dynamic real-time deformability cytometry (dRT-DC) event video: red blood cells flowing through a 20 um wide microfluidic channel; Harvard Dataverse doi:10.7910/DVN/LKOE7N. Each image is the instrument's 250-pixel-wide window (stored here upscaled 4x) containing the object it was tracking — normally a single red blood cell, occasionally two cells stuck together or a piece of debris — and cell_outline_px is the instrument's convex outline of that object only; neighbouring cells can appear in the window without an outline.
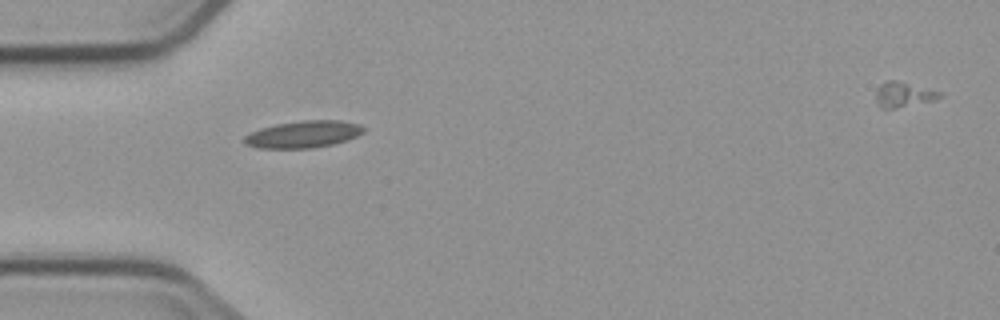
{"species": "common noctule bat (a hibernating species)", "species_latin": "Nyctalus noctula", "temperature_condition": "cold", "stored_images_in_passage": 2, "camera_frame_rate_fps": 3000, "um_per_image_px": 0.085, "animal": {"sex": "male", "body_mass_g": 23.1, "forearm_length_mm": 52.7}, "frame": {"image": 1, "passage_image": 1, "time_ms": 0.0, "image_size_px": [1000, 320], "cell_outline_px": [[364, 132], [348, 140], [332, 144], [312, 148], [256, 148], [244, 144], [244, 136], [260, 128], [276, 124], [300, 120], [340, 120], [360, 124], [364, 128]], "centroid_in_image_um": [25.78, 11.41], "position_along_channel_um": 59.2, "area_um2": 18.84}}